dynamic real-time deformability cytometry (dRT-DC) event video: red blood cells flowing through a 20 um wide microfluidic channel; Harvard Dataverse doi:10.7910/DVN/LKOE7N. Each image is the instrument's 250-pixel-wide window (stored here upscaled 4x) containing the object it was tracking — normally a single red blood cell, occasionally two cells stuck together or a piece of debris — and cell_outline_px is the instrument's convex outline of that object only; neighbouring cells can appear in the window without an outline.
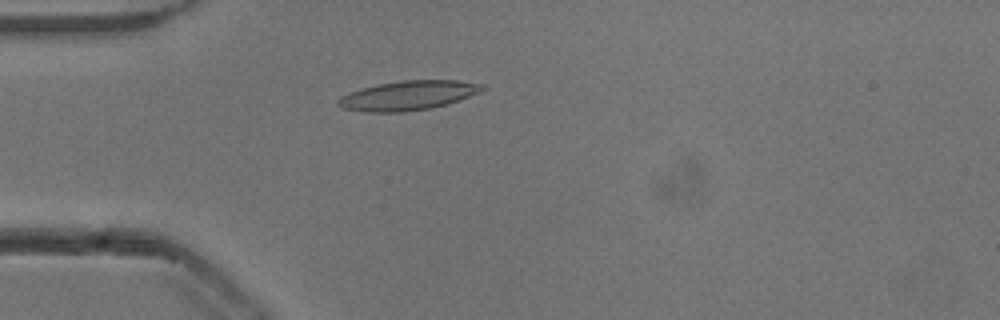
{"species": "common noctule bat (a hibernating species)", "species_latin": "Nyctalus noctula", "temperature_condition": "cold", "stored_images_in_passage": 53, "camera_frame_rate_fps": 3000, "um_per_image_px": 0.085, "animal": {"sex": "male", "body_mass_g": 13.3}, "frame": {"image": 1, "passage_image": 15, "time_ms": 4.667, "image_size_px": [1000, 320], "cell_outline_px": [[488, 88], [480, 92], [432, 108], [404, 112], [364, 112], [344, 108], [336, 104], [336, 100], [340, 96], [360, 88], [376, 84], [404, 80], [456, 80], [484, 84]], "centroid_in_image_um": [34.65, 8.11], "position_along_channel_um": 50.3, "area_um2": 24.74}}
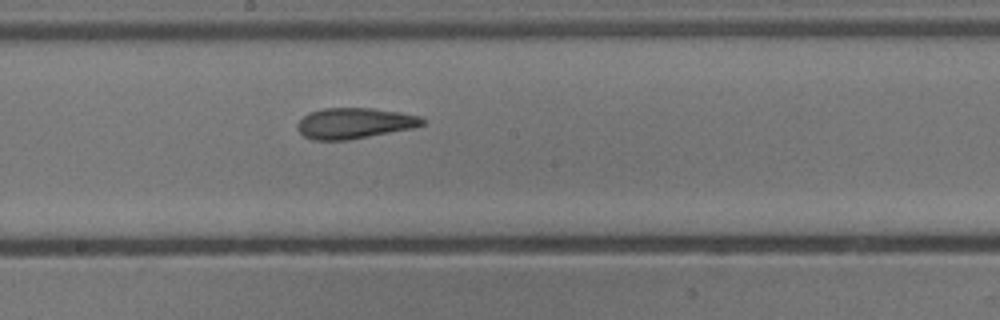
{"frame": {"image": 2, "passage_image": 29, "time_ms": 9.333, "image_size_px": [1000, 320], "cell_outline_px": [[428, 120], [424, 124], [412, 128], [348, 140], [312, 140], [304, 136], [296, 128], [296, 124], [304, 116], [312, 112], [324, 108], [372, 108], [400, 112], [420, 116]], "centroid_in_image_um": [30.14, 10.47], "position_along_channel_um": 218.1, "area_um2": 22.37}}
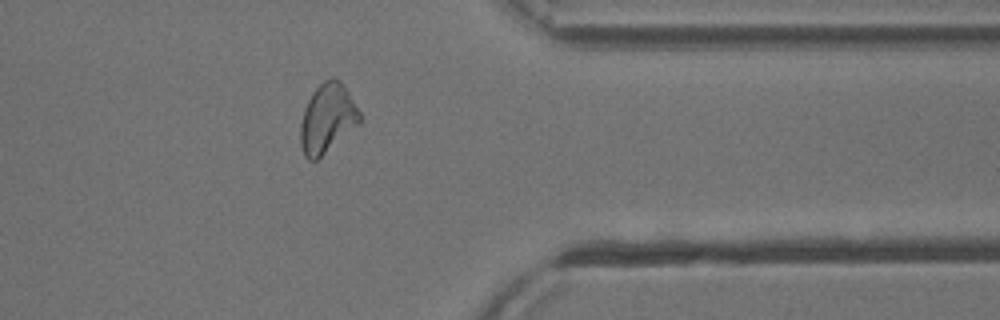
{"frame": {"image": 3, "passage_image": 43, "time_ms": 14.0, "image_size_px": [1000, 320], "cell_outline_px": [[360, 124], [316, 160], [308, 160], [304, 156], [300, 144], [300, 124], [304, 108], [312, 92], [324, 80], [332, 76], [336, 76], [344, 84], [360, 112]], "centroid_in_image_um": [27.82, 10.04], "position_along_channel_um": 383.6, "area_um2": 24.04}, "authors_computed_cell_mechanics": {"area_um2": 23.2934, "velocity_mm_per_s": 3.8289, "shape_relaxation_time_tau1_ms": null, "shape_relaxation_time_tau2_ms": 2.0751, "deformation_change_tau1": null, "deformation_change_tau2": 0.0972}}